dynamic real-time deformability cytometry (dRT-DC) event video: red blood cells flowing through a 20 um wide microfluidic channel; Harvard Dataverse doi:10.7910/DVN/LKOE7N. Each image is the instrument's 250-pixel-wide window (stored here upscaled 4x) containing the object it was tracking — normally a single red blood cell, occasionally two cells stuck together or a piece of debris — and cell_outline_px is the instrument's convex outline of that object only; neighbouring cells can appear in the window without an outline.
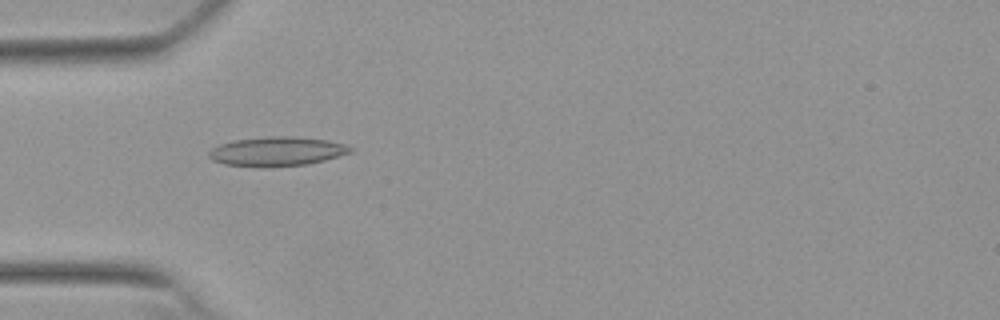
{"species": "Egyptian fruit bat (a non-hibernating species)", "species_latin": "Rousettus aegyptiacus", "temperature_condition": "warm", "stored_images_in_passage": 54, "camera_frame_rate_fps": 3000, "um_per_image_px": 0.085, "animal": {"sex": "female"}, "frame": {"image": 1, "passage_image": 17, "time_ms": 5.333, "image_size_px": [1000, 320], "cell_outline_px": [[352, 152], [324, 160], [308, 164], [260, 168], [224, 164], [212, 160], [208, 156], [208, 152], [212, 148], [220, 144], [232, 140], [268, 136], [292, 136], [328, 140], [344, 144], [352, 148]], "centroid_in_image_um": [23.49, 12.87], "position_along_channel_um": 61.5, "area_um2": 24.33}}
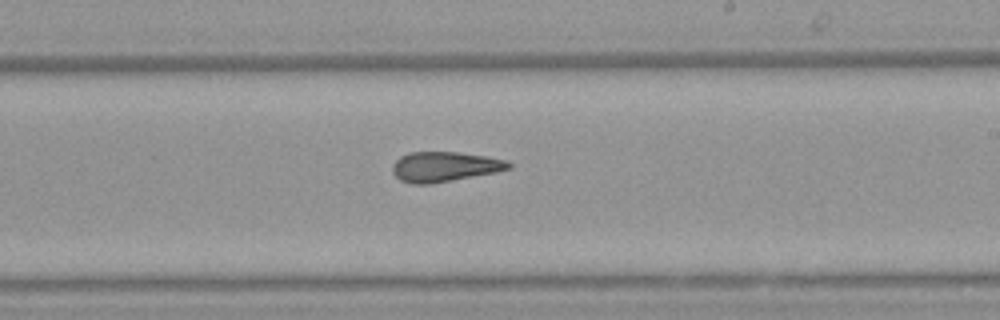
{"frame": {"image": 2, "passage_image": 32, "time_ms": 10.333, "image_size_px": [1000, 320], "cell_outline_px": [[512, 168], [496, 172], [428, 184], [412, 184], [400, 180], [392, 172], [392, 164], [400, 156], [408, 152], [456, 152], [484, 156], [508, 160], [512, 164]], "centroid_in_image_um": [37.77, 14.16], "position_along_channel_um": 251.2, "area_um2": 20.23}}
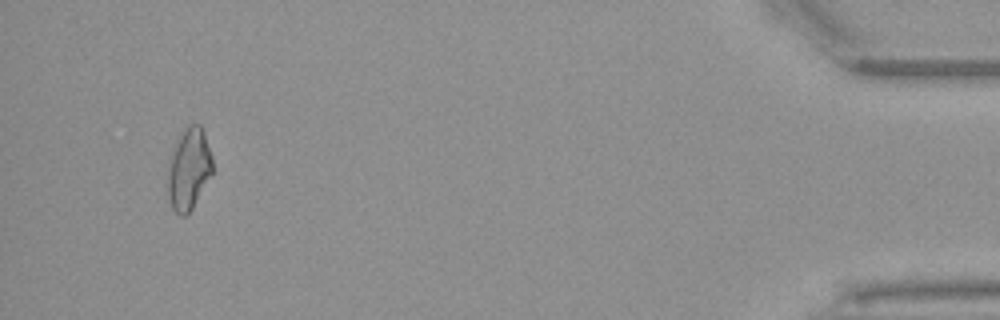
{"frame": {"image": 3, "passage_image": 51, "time_ms": 16.667, "image_size_px": [1000, 320], "cell_outline_px": [[212, 172], [192, 208], [184, 216], [180, 216], [172, 208], [168, 196], [168, 160], [180, 136], [188, 124], [200, 124], [204, 132], [212, 156]], "centroid_in_image_um": [16.04, 14.36], "position_along_channel_um": 419.2, "area_um2": 20.92}, "authors_computed_cell_mechanics": {"area_um2": 20.808, "velocity_mm_per_s": 3.8382, "shape_relaxation_time_tau1_ms": null, "shape_relaxation_time_tau2_ms": 2.7104, "deformation_change_tau1": null, "deformation_change_tau2": 0.1216}}